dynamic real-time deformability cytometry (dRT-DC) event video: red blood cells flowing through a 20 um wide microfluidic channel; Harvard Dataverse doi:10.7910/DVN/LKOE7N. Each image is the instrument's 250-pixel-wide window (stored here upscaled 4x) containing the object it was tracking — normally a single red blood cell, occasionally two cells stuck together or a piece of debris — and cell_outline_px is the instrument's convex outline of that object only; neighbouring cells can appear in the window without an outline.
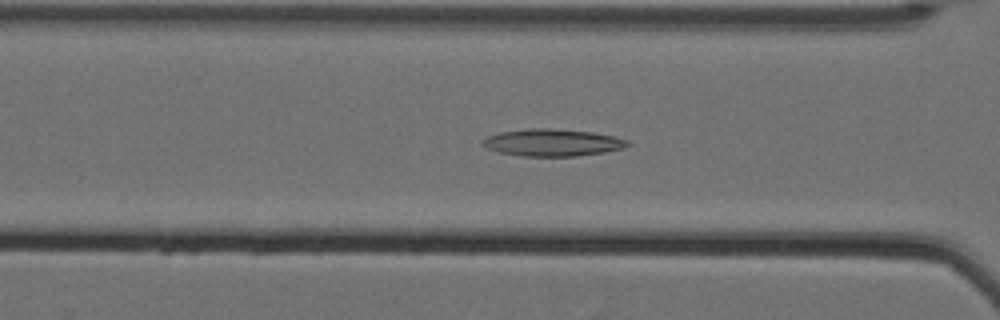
{"species": "Egyptian fruit bat (a non-hibernating species)", "species_latin": "Rousettus aegyptiacus", "temperature_condition": "cold", "stored_images_in_passage": 42, "camera_frame_rate_fps": 3000, "um_per_image_px": 0.085, "animal": {"sex": "female"}, "frame": {"image": 1, "passage_image": 14, "time_ms": 4.333, "image_size_px": [1000, 320], "cell_outline_px": [[632, 144], [624, 148], [604, 152], [576, 156], [524, 156], [500, 152], [488, 148], [480, 144], [488, 136], [500, 132], [524, 128], [548, 128], [592, 132], [616, 136], [628, 140]], "centroid_in_image_um": [47.0, 12.11], "position_along_channel_um": 119.6, "area_um2": 22.95}}
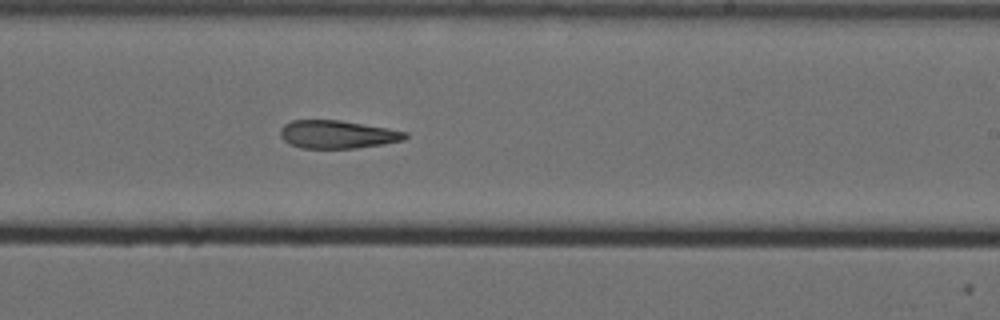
{"frame": {"image": 2, "passage_image": 26, "time_ms": 8.333, "image_size_px": [1000, 320], "cell_outline_px": [[408, 136], [404, 140], [384, 144], [356, 148], [300, 148], [284, 140], [280, 136], [280, 128], [284, 124], [292, 120], [340, 120], [388, 128], [408, 132]], "centroid_in_image_um": [28.69, 11.42], "position_along_channel_um": 260.3, "area_um2": 20.46}}
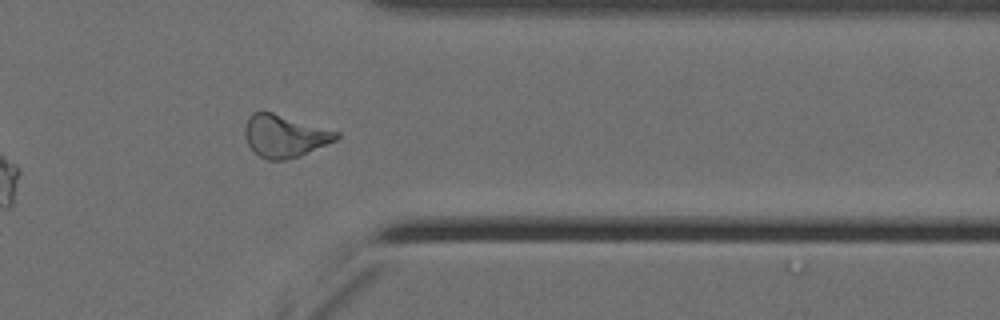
{"frame": {"image": 3, "passage_image": 37, "time_ms": 12.0, "image_size_px": [1000, 320], "cell_outline_px": [[340, 136], [336, 140], [300, 156], [284, 160], [268, 160], [260, 156], [248, 144], [244, 132], [244, 128], [248, 116], [252, 112], [272, 112], [340, 132]], "centroid_in_image_um": [24.19, 11.55], "position_along_channel_um": 387.2, "area_um2": 22.43}, "authors_computed_cell_mechanics": {"area_um2": 21.675, "velocity_mm_per_s": 3.5191, "shape_relaxation_time_tau1_ms": null, "shape_relaxation_time_tau2_ms": 8.889, "deformation_change_tau1": null, "deformation_change_tau2": 0.2117}}